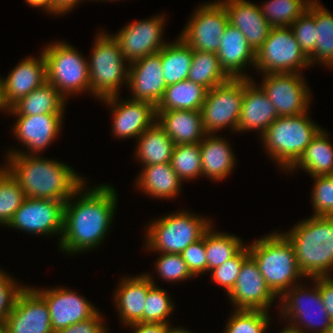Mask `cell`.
<instances>
[{"mask_svg":"<svg viewBox=\"0 0 333 333\" xmlns=\"http://www.w3.org/2000/svg\"><path fill=\"white\" fill-rule=\"evenodd\" d=\"M312 189L313 216L333 217V175L314 176Z\"/></svg>","mask_w":333,"mask_h":333,"instance_id":"cell-44","label":"cell"},{"mask_svg":"<svg viewBox=\"0 0 333 333\" xmlns=\"http://www.w3.org/2000/svg\"><path fill=\"white\" fill-rule=\"evenodd\" d=\"M207 89L190 80L169 85L156 106V111L194 110L200 111Z\"/></svg>","mask_w":333,"mask_h":333,"instance_id":"cell-32","label":"cell"},{"mask_svg":"<svg viewBox=\"0 0 333 333\" xmlns=\"http://www.w3.org/2000/svg\"><path fill=\"white\" fill-rule=\"evenodd\" d=\"M32 7H40L45 12L54 14V0H25Z\"/></svg>","mask_w":333,"mask_h":333,"instance_id":"cell-53","label":"cell"},{"mask_svg":"<svg viewBox=\"0 0 333 333\" xmlns=\"http://www.w3.org/2000/svg\"><path fill=\"white\" fill-rule=\"evenodd\" d=\"M119 96H111L101 101L112 106L113 134L119 138L139 137L156 122V107L149 102L139 100H123Z\"/></svg>","mask_w":333,"mask_h":333,"instance_id":"cell-19","label":"cell"},{"mask_svg":"<svg viewBox=\"0 0 333 333\" xmlns=\"http://www.w3.org/2000/svg\"><path fill=\"white\" fill-rule=\"evenodd\" d=\"M220 66L230 78H250L243 74L248 64H255V51L244 34L228 23L217 51Z\"/></svg>","mask_w":333,"mask_h":333,"instance_id":"cell-26","label":"cell"},{"mask_svg":"<svg viewBox=\"0 0 333 333\" xmlns=\"http://www.w3.org/2000/svg\"><path fill=\"white\" fill-rule=\"evenodd\" d=\"M307 113L279 116L261 135L267 154L284 170L288 171L298 161L305 148L322 129Z\"/></svg>","mask_w":333,"mask_h":333,"instance_id":"cell-5","label":"cell"},{"mask_svg":"<svg viewBox=\"0 0 333 333\" xmlns=\"http://www.w3.org/2000/svg\"><path fill=\"white\" fill-rule=\"evenodd\" d=\"M92 51L88 62L90 93L100 100L118 96L121 84L128 85L129 67L125 65L127 60L117 40L101 32L96 36Z\"/></svg>","mask_w":333,"mask_h":333,"instance_id":"cell-6","label":"cell"},{"mask_svg":"<svg viewBox=\"0 0 333 333\" xmlns=\"http://www.w3.org/2000/svg\"><path fill=\"white\" fill-rule=\"evenodd\" d=\"M310 66L290 26L271 28L267 39L255 52L254 68L262 74L301 73Z\"/></svg>","mask_w":333,"mask_h":333,"instance_id":"cell-9","label":"cell"},{"mask_svg":"<svg viewBox=\"0 0 333 333\" xmlns=\"http://www.w3.org/2000/svg\"><path fill=\"white\" fill-rule=\"evenodd\" d=\"M0 333H7L4 323H0Z\"/></svg>","mask_w":333,"mask_h":333,"instance_id":"cell-57","label":"cell"},{"mask_svg":"<svg viewBox=\"0 0 333 333\" xmlns=\"http://www.w3.org/2000/svg\"><path fill=\"white\" fill-rule=\"evenodd\" d=\"M181 183L170 163L143 166L136 180L138 189L158 199L175 197L180 192Z\"/></svg>","mask_w":333,"mask_h":333,"instance_id":"cell-30","label":"cell"},{"mask_svg":"<svg viewBox=\"0 0 333 333\" xmlns=\"http://www.w3.org/2000/svg\"><path fill=\"white\" fill-rule=\"evenodd\" d=\"M85 183L64 204L63 233L58 245L65 253L75 254L99 246L114 219L118 202L115 189L105 183L83 192ZM73 197L78 198L76 202Z\"/></svg>","mask_w":333,"mask_h":333,"instance_id":"cell-1","label":"cell"},{"mask_svg":"<svg viewBox=\"0 0 333 333\" xmlns=\"http://www.w3.org/2000/svg\"><path fill=\"white\" fill-rule=\"evenodd\" d=\"M280 333H302V332L291 325L288 326L286 325L285 329L283 328V330H281Z\"/></svg>","mask_w":333,"mask_h":333,"instance_id":"cell-54","label":"cell"},{"mask_svg":"<svg viewBox=\"0 0 333 333\" xmlns=\"http://www.w3.org/2000/svg\"><path fill=\"white\" fill-rule=\"evenodd\" d=\"M211 224L210 220L189 211L167 214L147 226L146 246L159 253L181 254L190 244L203 238Z\"/></svg>","mask_w":333,"mask_h":333,"instance_id":"cell-7","label":"cell"},{"mask_svg":"<svg viewBox=\"0 0 333 333\" xmlns=\"http://www.w3.org/2000/svg\"><path fill=\"white\" fill-rule=\"evenodd\" d=\"M250 255L256 261L266 285L279 298L297 285L298 278L305 276L300 272L295 251L282 233H271L248 245Z\"/></svg>","mask_w":333,"mask_h":333,"instance_id":"cell-4","label":"cell"},{"mask_svg":"<svg viewBox=\"0 0 333 333\" xmlns=\"http://www.w3.org/2000/svg\"><path fill=\"white\" fill-rule=\"evenodd\" d=\"M312 0H270L260 7L272 27L291 26L308 8Z\"/></svg>","mask_w":333,"mask_h":333,"instance_id":"cell-38","label":"cell"},{"mask_svg":"<svg viewBox=\"0 0 333 333\" xmlns=\"http://www.w3.org/2000/svg\"><path fill=\"white\" fill-rule=\"evenodd\" d=\"M300 48L309 57L316 46L315 0H312L307 10L290 26Z\"/></svg>","mask_w":333,"mask_h":333,"instance_id":"cell-43","label":"cell"},{"mask_svg":"<svg viewBox=\"0 0 333 333\" xmlns=\"http://www.w3.org/2000/svg\"><path fill=\"white\" fill-rule=\"evenodd\" d=\"M302 76L300 73L264 74L260 87L278 116H297L308 111L311 92Z\"/></svg>","mask_w":333,"mask_h":333,"instance_id":"cell-13","label":"cell"},{"mask_svg":"<svg viewBox=\"0 0 333 333\" xmlns=\"http://www.w3.org/2000/svg\"><path fill=\"white\" fill-rule=\"evenodd\" d=\"M4 167L20 184L25 197L63 201L85 182L72 167L63 162L11 150Z\"/></svg>","mask_w":333,"mask_h":333,"instance_id":"cell-2","label":"cell"},{"mask_svg":"<svg viewBox=\"0 0 333 333\" xmlns=\"http://www.w3.org/2000/svg\"><path fill=\"white\" fill-rule=\"evenodd\" d=\"M25 286H18L10 276L0 269V323L11 313L15 300Z\"/></svg>","mask_w":333,"mask_h":333,"instance_id":"cell-47","label":"cell"},{"mask_svg":"<svg viewBox=\"0 0 333 333\" xmlns=\"http://www.w3.org/2000/svg\"><path fill=\"white\" fill-rule=\"evenodd\" d=\"M227 296L235 309L264 311H268L274 298H278L266 285L251 255L243 261L236 283Z\"/></svg>","mask_w":333,"mask_h":333,"instance_id":"cell-17","label":"cell"},{"mask_svg":"<svg viewBox=\"0 0 333 333\" xmlns=\"http://www.w3.org/2000/svg\"><path fill=\"white\" fill-rule=\"evenodd\" d=\"M128 65V88L133 94L131 99L146 101L156 107L167 87L161 64V50Z\"/></svg>","mask_w":333,"mask_h":333,"instance_id":"cell-20","label":"cell"},{"mask_svg":"<svg viewBox=\"0 0 333 333\" xmlns=\"http://www.w3.org/2000/svg\"><path fill=\"white\" fill-rule=\"evenodd\" d=\"M164 20L163 15H158L129 23L113 36L129 64L164 48L167 44L162 40Z\"/></svg>","mask_w":333,"mask_h":333,"instance_id":"cell-15","label":"cell"},{"mask_svg":"<svg viewBox=\"0 0 333 333\" xmlns=\"http://www.w3.org/2000/svg\"><path fill=\"white\" fill-rule=\"evenodd\" d=\"M230 77L222 69L217 54L193 50L188 80L198 83L207 90L227 82Z\"/></svg>","mask_w":333,"mask_h":333,"instance_id":"cell-35","label":"cell"},{"mask_svg":"<svg viewBox=\"0 0 333 333\" xmlns=\"http://www.w3.org/2000/svg\"><path fill=\"white\" fill-rule=\"evenodd\" d=\"M48 305L51 327L57 332L68 326L88 320L99 310L85 297L66 288L35 289Z\"/></svg>","mask_w":333,"mask_h":333,"instance_id":"cell-18","label":"cell"},{"mask_svg":"<svg viewBox=\"0 0 333 333\" xmlns=\"http://www.w3.org/2000/svg\"><path fill=\"white\" fill-rule=\"evenodd\" d=\"M16 117L18 119L12 131L16 136L15 138L21 141L20 143H23L30 151L29 155H37V152L44 151L58 136L63 121V114Z\"/></svg>","mask_w":333,"mask_h":333,"instance_id":"cell-22","label":"cell"},{"mask_svg":"<svg viewBox=\"0 0 333 333\" xmlns=\"http://www.w3.org/2000/svg\"><path fill=\"white\" fill-rule=\"evenodd\" d=\"M65 99L55 86L46 82L19 99L9 109V113L16 116H30L38 114H64Z\"/></svg>","mask_w":333,"mask_h":333,"instance_id":"cell-29","label":"cell"},{"mask_svg":"<svg viewBox=\"0 0 333 333\" xmlns=\"http://www.w3.org/2000/svg\"><path fill=\"white\" fill-rule=\"evenodd\" d=\"M64 204L63 201L26 197L7 226L31 234H60V241L63 233Z\"/></svg>","mask_w":333,"mask_h":333,"instance_id":"cell-14","label":"cell"},{"mask_svg":"<svg viewBox=\"0 0 333 333\" xmlns=\"http://www.w3.org/2000/svg\"><path fill=\"white\" fill-rule=\"evenodd\" d=\"M325 333H333V325Z\"/></svg>","mask_w":333,"mask_h":333,"instance_id":"cell-58","label":"cell"},{"mask_svg":"<svg viewBox=\"0 0 333 333\" xmlns=\"http://www.w3.org/2000/svg\"><path fill=\"white\" fill-rule=\"evenodd\" d=\"M193 49L180 37L174 43H167L161 50L163 76L167 86L188 79Z\"/></svg>","mask_w":333,"mask_h":333,"instance_id":"cell-34","label":"cell"},{"mask_svg":"<svg viewBox=\"0 0 333 333\" xmlns=\"http://www.w3.org/2000/svg\"><path fill=\"white\" fill-rule=\"evenodd\" d=\"M181 256L193 276H198V274H202L205 271L207 272L205 234L203 238L185 248L181 253Z\"/></svg>","mask_w":333,"mask_h":333,"instance_id":"cell-48","label":"cell"},{"mask_svg":"<svg viewBox=\"0 0 333 333\" xmlns=\"http://www.w3.org/2000/svg\"><path fill=\"white\" fill-rule=\"evenodd\" d=\"M136 158L144 166L153 164L170 163L174 142L167 133L155 122L146 129L138 138Z\"/></svg>","mask_w":333,"mask_h":333,"instance_id":"cell-31","label":"cell"},{"mask_svg":"<svg viewBox=\"0 0 333 333\" xmlns=\"http://www.w3.org/2000/svg\"><path fill=\"white\" fill-rule=\"evenodd\" d=\"M200 153L202 175L214 181L226 178L235 165V156L229 143L215 134H207L200 142Z\"/></svg>","mask_w":333,"mask_h":333,"instance_id":"cell-28","label":"cell"},{"mask_svg":"<svg viewBox=\"0 0 333 333\" xmlns=\"http://www.w3.org/2000/svg\"><path fill=\"white\" fill-rule=\"evenodd\" d=\"M20 184L4 168H0V224L8 225L25 199Z\"/></svg>","mask_w":333,"mask_h":333,"instance_id":"cell-40","label":"cell"},{"mask_svg":"<svg viewBox=\"0 0 333 333\" xmlns=\"http://www.w3.org/2000/svg\"><path fill=\"white\" fill-rule=\"evenodd\" d=\"M255 83L252 78H245L244 98L237 132L252 129L258 130L262 135L279 116L264 90Z\"/></svg>","mask_w":333,"mask_h":333,"instance_id":"cell-23","label":"cell"},{"mask_svg":"<svg viewBox=\"0 0 333 333\" xmlns=\"http://www.w3.org/2000/svg\"><path fill=\"white\" fill-rule=\"evenodd\" d=\"M149 274L124 277L114 294V303L118 316L124 325L143 322L146 295L155 283Z\"/></svg>","mask_w":333,"mask_h":333,"instance_id":"cell-25","label":"cell"},{"mask_svg":"<svg viewBox=\"0 0 333 333\" xmlns=\"http://www.w3.org/2000/svg\"><path fill=\"white\" fill-rule=\"evenodd\" d=\"M1 76H0V110H5L6 108H5V106H4V104H3V101H2V88H1Z\"/></svg>","mask_w":333,"mask_h":333,"instance_id":"cell-56","label":"cell"},{"mask_svg":"<svg viewBox=\"0 0 333 333\" xmlns=\"http://www.w3.org/2000/svg\"><path fill=\"white\" fill-rule=\"evenodd\" d=\"M328 138L327 133L321 129L288 171L301 167L311 177L333 175V146Z\"/></svg>","mask_w":333,"mask_h":333,"instance_id":"cell-33","label":"cell"},{"mask_svg":"<svg viewBox=\"0 0 333 333\" xmlns=\"http://www.w3.org/2000/svg\"><path fill=\"white\" fill-rule=\"evenodd\" d=\"M170 164L181 181L202 175L200 143L176 144Z\"/></svg>","mask_w":333,"mask_h":333,"instance_id":"cell-39","label":"cell"},{"mask_svg":"<svg viewBox=\"0 0 333 333\" xmlns=\"http://www.w3.org/2000/svg\"><path fill=\"white\" fill-rule=\"evenodd\" d=\"M173 310L174 304L168 292L153 284L146 295L143 322L169 324L168 317Z\"/></svg>","mask_w":333,"mask_h":333,"instance_id":"cell-42","label":"cell"},{"mask_svg":"<svg viewBox=\"0 0 333 333\" xmlns=\"http://www.w3.org/2000/svg\"><path fill=\"white\" fill-rule=\"evenodd\" d=\"M156 122L174 144H197L208 134L200 111H156Z\"/></svg>","mask_w":333,"mask_h":333,"instance_id":"cell-27","label":"cell"},{"mask_svg":"<svg viewBox=\"0 0 333 333\" xmlns=\"http://www.w3.org/2000/svg\"><path fill=\"white\" fill-rule=\"evenodd\" d=\"M284 234L292 244L300 272L327 277L333 268V217L311 216Z\"/></svg>","mask_w":333,"mask_h":333,"instance_id":"cell-3","label":"cell"},{"mask_svg":"<svg viewBox=\"0 0 333 333\" xmlns=\"http://www.w3.org/2000/svg\"><path fill=\"white\" fill-rule=\"evenodd\" d=\"M212 227L205 232L208 272L234 257L245 246L238 236L212 231Z\"/></svg>","mask_w":333,"mask_h":333,"instance_id":"cell-37","label":"cell"},{"mask_svg":"<svg viewBox=\"0 0 333 333\" xmlns=\"http://www.w3.org/2000/svg\"><path fill=\"white\" fill-rule=\"evenodd\" d=\"M3 323L7 333H54L47 303L34 288L27 286L18 294Z\"/></svg>","mask_w":333,"mask_h":333,"instance_id":"cell-16","label":"cell"},{"mask_svg":"<svg viewBox=\"0 0 333 333\" xmlns=\"http://www.w3.org/2000/svg\"><path fill=\"white\" fill-rule=\"evenodd\" d=\"M311 280L315 284L312 290L308 291V288H303L302 285L297 284L296 287L293 286L279 298L281 303L284 301L280 315L283 318H289L290 325L302 333H308L311 330L312 333L313 330L314 333H325L333 323L322 303L319 293V277Z\"/></svg>","mask_w":333,"mask_h":333,"instance_id":"cell-10","label":"cell"},{"mask_svg":"<svg viewBox=\"0 0 333 333\" xmlns=\"http://www.w3.org/2000/svg\"><path fill=\"white\" fill-rule=\"evenodd\" d=\"M81 0H54V14L63 15L77 6Z\"/></svg>","mask_w":333,"mask_h":333,"instance_id":"cell-52","label":"cell"},{"mask_svg":"<svg viewBox=\"0 0 333 333\" xmlns=\"http://www.w3.org/2000/svg\"><path fill=\"white\" fill-rule=\"evenodd\" d=\"M167 333H192V332H190V330L188 331L187 329H183L181 327L180 328H178V327H176V328L170 327Z\"/></svg>","mask_w":333,"mask_h":333,"instance_id":"cell-55","label":"cell"},{"mask_svg":"<svg viewBox=\"0 0 333 333\" xmlns=\"http://www.w3.org/2000/svg\"><path fill=\"white\" fill-rule=\"evenodd\" d=\"M319 293L328 316L333 323V278L331 276L319 277Z\"/></svg>","mask_w":333,"mask_h":333,"instance_id":"cell-50","label":"cell"},{"mask_svg":"<svg viewBox=\"0 0 333 333\" xmlns=\"http://www.w3.org/2000/svg\"><path fill=\"white\" fill-rule=\"evenodd\" d=\"M130 328H134V333H167L169 328L171 327L170 324L166 323H144V322H137L128 325Z\"/></svg>","mask_w":333,"mask_h":333,"instance_id":"cell-51","label":"cell"},{"mask_svg":"<svg viewBox=\"0 0 333 333\" xmlns=\"http://www.w3.org/2000/svg\"><path fill=\"white\" fill-rule=\"evenodd\" d=\"M250 255L248 246L245 245L234 257L228 259L220 266L212 269V280L222 286L227 294L234 287L239 276L243 261Z\"/></svg>","mask_w":333,"mask_h":333,"instance_id":"cell-45","label":"cell"},{"mask_svg":"<svg viewBox=\"0 0 333 333\" xmlns=\"http://www.w3.org/2000/svg\"><path fill=\"white\" fill-rule=\"evenodd\" d=\"M47 82L46 60L41 52L40 58L27 57L1 79L2 101L7 109L31 91Z\"/></svg>","mask_w":333,"mask_h":333,"instance_id":"cell-21","label":"cell"},{"mask_svg":"<svg viewBox=\"0 0 333 333\" xmlns=\"http://www.w3.org/2000/svg\"><path fill=\"white\" fill-rule=\"evenodd\" d=\"M103 315L99 311L88 320L78 322L55 333H108L102 321Z\"/></svg>","mask_w":333,"mask_h":333,"instance_id":"cell-49","label":"cell"},{"mask_svg":"<svg viewBox=\"0 0 333 333\" xmlns=\"http://www.w3.org/2000/svg\"><path fill=\"white\" fill-rule=\"evenodd\" d=\"M155 268L160 277L166 281H184L194 277L188 270L186 262L183 260L181 254L175 253H161L157 258Z\"/></svg>","mask_w":333,"mask_h":333,"instance_id":"cell-46","label":"cell"},{"mask_svg":"<svg viewBox=\"0 0 333 333\" xmlns=\"http://www.w3.org/2000/svg\"><path fill=\"white\" fill-rule=\"evenodd\" d=\"M269 323L268 311L235 309L223 333H265Z\"/></svg>","mask_w":333,"mask_h":333,"instance_id":"cell-41","label":"cell"},{"mask_svg":"<svg viewBox=\"0 0 333 333\" xmlns=\"http://www.w3.org/2000/svg\"><path fill=\"white\" fill-rule=\"evenodd\" d=\"M244 89L245 78H230L227 82L207 90L200 112L208 134H214L227 126L237 131Z\"/></svg>","mask_w":333,"mask_h":333,"instance_id":"cell-11","label":"cell"},{"mask_svg":"<svg viewBox=\"0 0 333 333\" xmlns=\"http://www.w3.org/2000/svg\"><path fill=\"white\" fill-rule=\"evenodd\" d=\"M46 60L47 82L67 98L90 92L88 60L67 43H51L42 51Z\"/></svg>","mask_w":333,"mask_h":333,"instance_id":"cell-8","label":"cell"},{"mask_svg":"<svg viewBox=\"0 0 333 333\" xmlns=\"http://www.w3.org/2000/svg\"><path fill=\"white\" fill-rule=\"evenodd\" d=\"M228 13L229 24L238 28L256 52L267 39L271 26L260 7L247 0L220 1Z\"/></svg>","mask_w":333,"mask_h":333,"instance_id":"cell-24","label":"cell"},{"mask_svg":"<svg viewBox=\"0 0 333 333\" xmlns=\"http://www.w3.org/2000/svg\"><path fill=\"white\" fill-rule=\"evenodd\" d=\"M192 15L179 37L193 50L216 54L229 23L223 4L220 0L205 2Z\"/></svg>","mask_w":333,"mask_h":333,"instance_id":"cell-12","label":"cell"},{"mask_svg":"<svg viewBox=\"0 0 333 333\" xmlns=\"http://www.w3.org/2000/svg\"><path fill=\"white\" fill-rule=\"evenodd\" d=\"M316 46L308 57L310 65L321 62L333 67V15L315 0Z\"/></svg>","mask_w":333,"mask_h":333,"instance_id":"cell-36","label":"cell"}]
</instances>
